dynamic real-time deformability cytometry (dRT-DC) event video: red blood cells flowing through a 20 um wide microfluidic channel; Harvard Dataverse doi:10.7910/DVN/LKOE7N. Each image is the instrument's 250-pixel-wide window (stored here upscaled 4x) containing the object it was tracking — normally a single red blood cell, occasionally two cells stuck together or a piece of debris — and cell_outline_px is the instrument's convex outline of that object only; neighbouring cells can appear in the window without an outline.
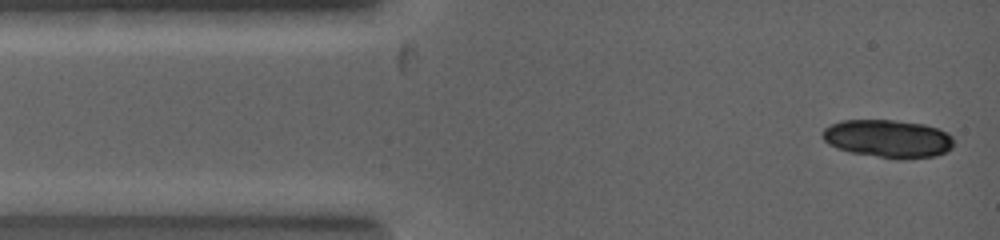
{"species": "common noctule bat (a hibernating species)", "species_latin": "Nyctalus noctula", "temperature_condition": "warm", "stored_images_in_passage": 3, "camera_frame_rate_fps": 5000, "um_per_image_px": 0.085, "animal": {"sex": "female", "body_mass_g": 19.0, "forearm_length_mm": 53.3}, "frame": {"image": 1, "passage_image": 1, "time_ms": 0.0, "image_size_px": [1000, 240], "cell_outline_px": [[952, 148], [936, 156], [904, 160], [896, 160], [852, 152], [836, 148], [828, 144], [820, 136], [820, 132], [824, 128], [840, 120], [892, 120], [924, 124], [948, 132], [952, 136]], "centroid_in_image_um": [75.46, 11.79], "position_along_channel_um": 9.5, "area_um2": 29.36}}